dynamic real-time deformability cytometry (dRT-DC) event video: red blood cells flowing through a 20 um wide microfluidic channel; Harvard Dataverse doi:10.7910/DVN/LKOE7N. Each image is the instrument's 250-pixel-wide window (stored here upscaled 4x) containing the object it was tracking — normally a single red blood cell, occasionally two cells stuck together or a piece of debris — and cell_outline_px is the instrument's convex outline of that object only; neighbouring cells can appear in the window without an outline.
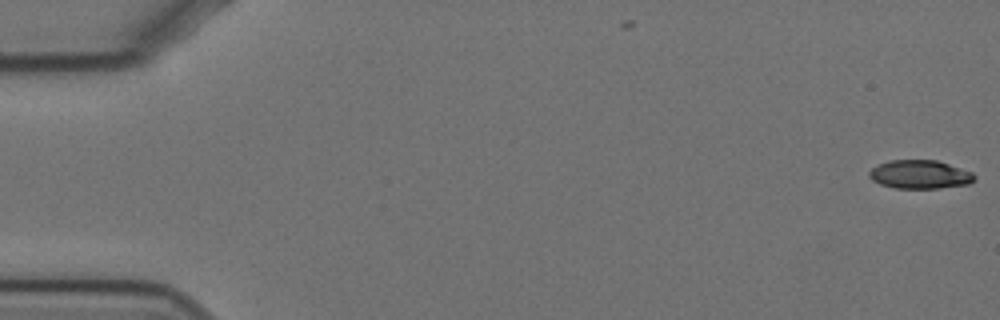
{"species": "Egyptian fruit bat (a non-hibernating species)", "species_latin": "Rousettus aegyptiacus", "temperature_condition": "cold", "stored_images_in_passage": 2, "camera_frame_rate_fps": 3000, "um_per_image_px": 0.085, "animal": {"sex": "female"}, "frame": {"image": 1, "passage_image": 2, "time_ms": 0.333, "image_size_px": [1000, 320], "cell_outline_px": [[976, 180], [968, 184], [940, 188], [896, 188], [880, 184], [872, 180], [868, 176], [868, 172], [876, 164], [888, 160], [936, 160], [972, 172], [976, 176]], "centroid_in_image_um": [78.17, 14.82], "position_along_channel_um": 6.8, "area_um2": 17.63}}